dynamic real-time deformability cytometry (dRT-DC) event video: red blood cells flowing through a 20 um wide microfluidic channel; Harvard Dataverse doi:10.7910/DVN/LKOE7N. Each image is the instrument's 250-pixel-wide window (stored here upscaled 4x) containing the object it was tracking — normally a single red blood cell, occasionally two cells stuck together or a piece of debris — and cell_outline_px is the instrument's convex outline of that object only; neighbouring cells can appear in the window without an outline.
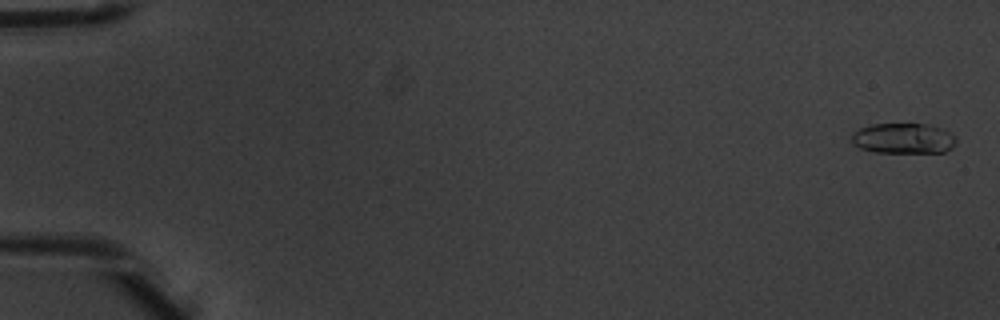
{"species": "common noctule bat (a hibernating species)", "species_latin": "Nyctalus noctula", "temperature_condition": "warm", "stored_images_in_passage": 5, "camera_frame_rate_fps": 3000, "um_per_image_px": 0.085, "animal": {"sex": "male", "body_mass_g": 20.1, "forearm_length_mm": 53.5}, "frame": {"image": 1, "passage_image": 1, "time_ms": 0.0, "image_size_px": [1000, 320], "cell_outline_px": [[956, 144], [952, 148], [944, 152], [872, 152], [860, 148], [852, 144], [852, 132], [860, 128], [872, 124], [928, 124], [940, 128], [956, 136]], "centroid_in_image_um": [76.78, 11.77], "position_along_channel_um": 8.2, "area_um2": 18.61}}
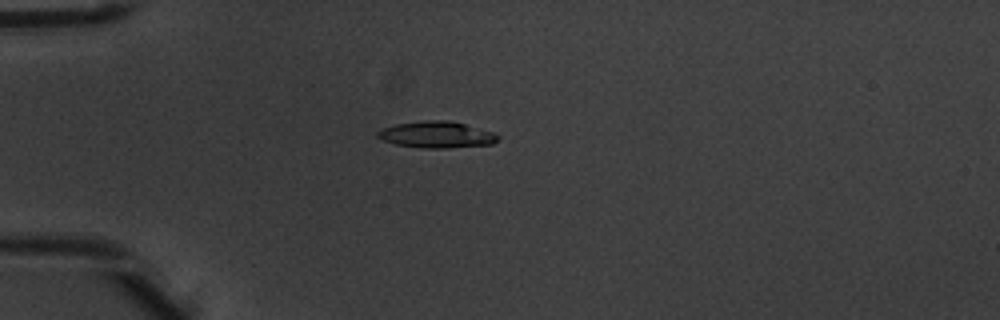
{"frame": {"image": 2, "passage_image": 5, "time_ms": 1.333, "image_size_px": [1000, 320], "cell_outline_px": [[500, 136], [492, 144], [448, 148], [424, 148], [396, 144], [384, 140], [376, 136], [376, 132], [384, 128], [396, 124], [424, 120], [448, 120], [464, 124], [492, 132]], "centroid_in_image_um": [37.1, 11.44], "position_along_channel_um": 47.9, "area_um2": 18.32}}